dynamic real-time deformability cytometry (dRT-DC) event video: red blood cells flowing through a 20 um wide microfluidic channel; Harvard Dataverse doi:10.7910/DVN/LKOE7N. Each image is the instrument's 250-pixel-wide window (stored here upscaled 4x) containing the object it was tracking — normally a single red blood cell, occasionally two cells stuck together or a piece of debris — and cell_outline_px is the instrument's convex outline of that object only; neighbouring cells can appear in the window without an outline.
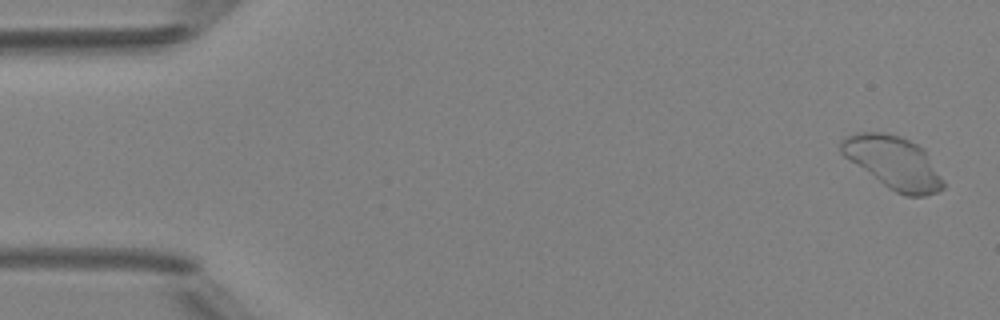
{"species": "Egyptian fruit bat (a non-hibernating species)", "species_latin": "Rousettus aegyptiacus", "temperature_condition": "room temperature", "stored_images_in_passage": 7, "camera_frame_rate_fps": 3000, "um_per_image_px": 0.085, "animal": {"sex": "female"}, "frame": {"image": 1, "passage_image": 1, "time_ms": 0.0, "image_size_px": [1000, 320], "cell_outline_px": [[944, 188], [936, 192], [924, 196], [904, 196], [888, 188], [844, 156], [840, 152], [840, 140], [844, 136], [856, 132], [880, 132], [900, 136], [924, 148], [944, 180]], "centroid_in_image_um": [75.95, 13.81], "position_along_channel_um": 9.1, "area_um2": 31.27}}
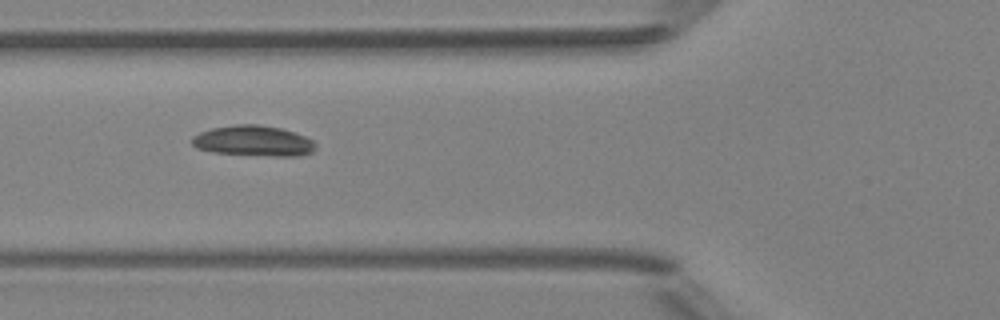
{"frame": {"image": 2, "passage_image": 5, "time_ms": 4.667, "image_size_px": [1000, 320], "cell_outline_px": [[316, 148], [312, 152], [300, 156], [272, 156], [212, 152], [196, 148], [192, 144], [192, 136], [200, 132], [212, 128], [236, 124], [256, 124], [280, 128], [296, 132], [312, 140], [316, 144]], "centroid_in_image_um": [21.55, 11.98], "position_along_channel_um": 104.2, "area_um2": 22.08}}
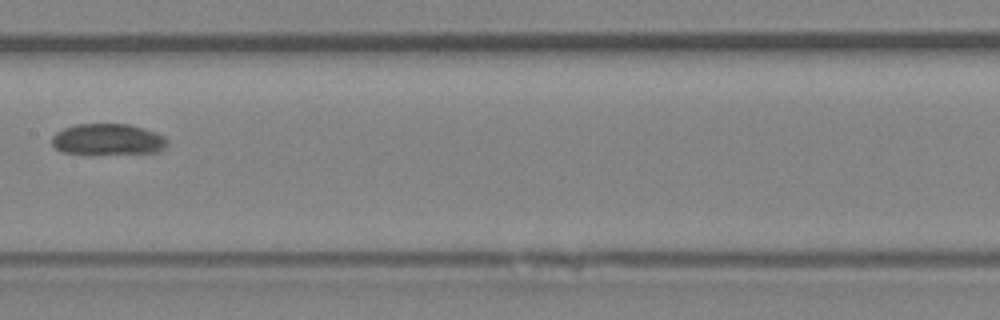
{"frame": {"image": 3, "passage_image": 7, "time_ms": 7.0, "image_size_px": [1000, 320], "cell_outline_px": [[168, 144], [160, 152], [92, 156], [88, 156], [60, 152], [52, 144], [52, 136], [56, 132], [64, 128], [76, 124], [128, 124], [144, 128], [156, 132], [164, 136], [168, 140]], "centroid_in_image_um": [9.16, 11.9], "position_along_channel_um": 198.2, "area_um2": 21.96}}